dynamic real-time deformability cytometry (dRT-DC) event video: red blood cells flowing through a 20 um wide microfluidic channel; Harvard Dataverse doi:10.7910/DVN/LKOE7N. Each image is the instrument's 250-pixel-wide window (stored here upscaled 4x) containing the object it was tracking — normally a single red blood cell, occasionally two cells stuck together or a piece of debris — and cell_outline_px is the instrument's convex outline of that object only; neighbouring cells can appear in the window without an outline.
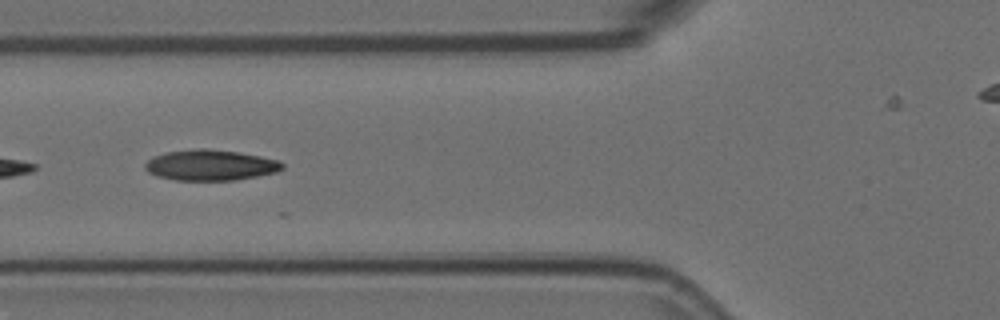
{"species": "Egyptian fruit bat (a non-hibernating species)", "species_latin": "Rousettus aegyptiacus", "temperature_condition": "room temperature", "stored_images_in_passage": 31, "camera_frame_rate_fps": 3000, "um_per_image_px": 0.085, "animal": {"sex": "female"}, "frame": {"image": 1, "passage_image": 20, "time_ms": 6.333, "image_size_px": [1000, 320], "cell_outline_px": [[284, 168], [276, 172], [236, 180], [176, 180], [156, 176], [148, 172], [144, 168], [144, 164], [152, 156], [168, 152], [200, 148], [204, 148], [236, 152], [260, 156], [280, 160], [284, 164]], "centroid_in_image_um": [17.88, 14.04], "position_along_channel_um": 107.9, "area_um2": 24.51}}
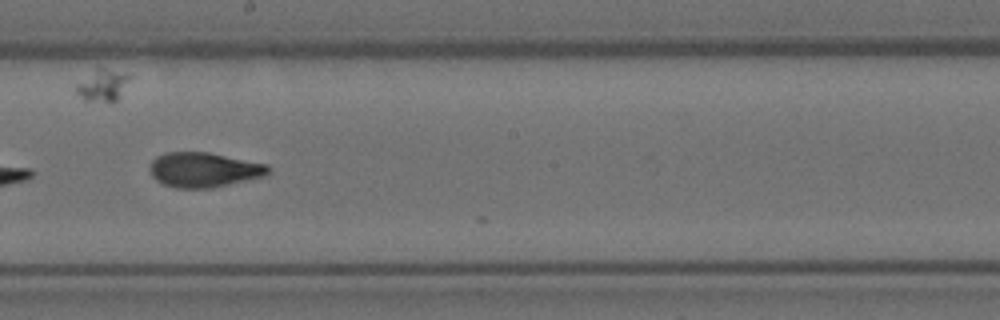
{"frame": {"image": 2, "passage_image": 30, "time_ms": 9.667, "image_size_px": [1000, 320], "cell_outline_px": [[272, 172], [268, 176], [212, 188], [176, 188], [164, 184], [156, 180], [152, 176], [152, 160], [156, 156], [168, 152], [208, 152], [268, 164], [272, 168]], "centroid_in_image_um": [17.42, 14.44], "position_along_channel_um": 230.8, "area_um2": 24.22}}